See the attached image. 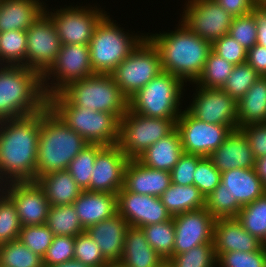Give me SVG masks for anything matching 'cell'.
<instances>
[{"mask_svg":"<svg viewBox=\"0 0 266 267\" xmlns=\"http://www.w3.org/2000/svg\"><path fill=\"white\" fill-rule=\"evenodd\" d=\"M184 82L162 71L128 99V109L152 118L178 119Z\"/></svg>","mask_w":266,"mask_h":267,"instance_id":"obj_7","label":"cell"},{"mask_svg":"<svg viewBox=\"0 0 266 267\" xmlns=\"http://www.w3.org/2000/svg\"><path fill=\"white\" fill-rule=\"evenodd\" d=\"M261 245H262L264 248H266V236H265L264 240L261 242Z\"/></svg>","mask_w":266,"mask_h":267,"instance_id":"obj_61","label":"cell"},{"mask_svg":"<svg viewBox=\"0 0 266 267\" xmlns=\"http://www.w3.org/2000/svg\"><path fill=\"white\" fill-rule=\"evenodd\" d=\"M257 24V42L261 46L266 47V7L254 6L251 12Z\"/></svg>","mask_w":266,"mask_h":267,"instance_id":"obj_55","label":"cell"},{"mask_svg":"<svg viewBox=\"0 0 266 267\" xmlns=\"http://www.w3.org/2000/svg\"><path fill=\"white\" fill-rule=\"evenodd\" d=\"M0 125V179L10 178L9 183L36 181L41 111L2 120Z\"/></svg>","mask_w":266,"mask_h":267,"instance_id":"obj_1","label":"cell"},{"mask_svg":"<svg viewBox=\"0 0 266 267\" xmlns=\"http://www.w3.org/2000/svg\"><path fill=\"white\" fill-rule=\"evenodd\" d=\"M195 100L187 110L197 119L209 124L237 129V101L221 88L199 87Z\"/></svg>","mask_w":266,"mask_h":267,"instance_id":"obj_15","label":"cell"},{"mask_svg":"<svg viewBox=\"0 0 266 267\" xmlns=\"http://www.w3.org/2000/svg\"><path fill=\"white\" fill-rule=\"evenodd\" d=\"M61 93L75 106L108 112L119 120L128 110V99L110 74L95 73L71 82Z\"/></svg>","mask_w":266,"mask_h":267,"instance_id":"obj_6","label":"cell"},{"mask_svg":"<svg viewBox=\"0 0 266 267\" xmlns=\"http://www.w3.org/2000/svg\"><path fill=\"white\" fill-rule=\"evenodd\" d=\"M163 260L147 242L141 228H127L119 263L125 267H157Z\"/></svg>","mask_w":266,"mask_h":267,"instance_id":"obj_29","label":"cell"},{"mask_svg":"<svg viewBox=\"0 0 266 267\" xmlns=\"http://www.w3.org/2000/svg\"><path fill=\"white\" fill-rule=\"evenodd\" d=\"M74 244L75 237L54 236L52 244L42 258L43 267H51L73 260Z\"/></svg>","mask_w":266,"mask_h":267,"instance_id":"obj_48","label":"cell"},{"mask_svg":"<svg viewBox=\"0 0 266 267\" xmlns=\"http://www.w3.org/2000/svg\"><path fill=\"white\" fill-rule=\"evenodd\" d=\"M46 13L45 10L26 30V67L37 71L41 76L54 63L62 45L57 28Z\"/></svg>","mask_w":266,"mask_h":267,"instance_id":"obj_13","label":"cell"},{"mask_svg":"<svg viewBox=\"0 0 266 267\" xmlns=\"http://www.w3.org/2000/svg\"><path fill=\"white\" fill-rule=\"evenodd\" d=\"M194 174V185L205 198L221 183V172L208 157H203L197 163Z\"/></svg>","mask_w":266,"mask_h":267,"instance_id":"obj_49","label":"cell"},{"mask_svg":"<svg viewBox=\"0 0 266 267\" xmlns=\"http://www.w3.org/2000/svg\"><path fill=\"white\" fill-rule=\"evenodd\" d=\"M129 160L117 145L104 146L96 155L86 190L117 194L124 186V171Z\"/></svg>","mask_w":266,"mask_h":267,"instance_id":"obj_19","label":"cell"},{"mask_svg":"<svg viewBox=\"0 0 266 267\" xmlns=\"http://www.w3.org/2000/svg\"><path fill=\"white\" fill-rule=\"evenodd\" d=\"M88 144L47 105L41 110L37 178L47 173L67 170L70 162Z\"/></svg>","mask_w":266,"mask_h":267,"instance_id":"obj_3","label":"cell"},{"mask_svg":"<svg viewBox=\"0 0 266 267\" xmlns=\"http://www.w3.org/2000/svg\"><path fill=\"white\" fill-rule=\"evenodd\" d=\"M73 205L85 230L118 213L117 194L113 193L83 190Z\"/></svg>","mask_w":266,"mask_h":267,"instance_id":"obj_25","label":"cell"},{"mask_svg":"<svg viewBox=\"0 0 266 267\" xmlns=\"http://www.w3.org/2000/svg\"><path fill=\"white\" fill-rule=\"evenodd\" d=\"M233 17L251 13L255 6L253 0H215Z\"/></svg>","mask_w":266,"mask_h":267,"instance_id":"obj_54","label":"cell"},{"mask_svg":"<svg viewBox=\"0 0 266 267\" xmlns=\"http://www.w3.org/2000/svg\"><path fill=\"white\" fill-rule=\"evenodd\" d=\"M254 168L263 185L266 187V156L257 158Z\"/></svg>","mask_w":266,"mask_h":267,"instance_id":"obj_56","label":"cell"},{"mask_svg":"<svg viewBox=\"0 0 266 267\" xmlns=\"http://www.w3.org/2000/svg\"><path fill=\"white\" fill-rule=\"evenodd\" d=\"M237 103V129L266 123V77L260 76Z\"/></svg>","mask_w":266,"mask_h":267,"instance_id":"obj_31","label":"cell"},{"mask_svg":"<svg viewBox=\"0 0 266 267\" xmlns=\"http://www.w3.org/2000/svg\"><path fill=\"white\" fill-rule=\"evenodd\" d=\"M57 11L47 14L57 28L61 44H89L97 24L106 15L97 8L68 7Z\"/></svg>","mask_w":266,"mask_h":267,"instance_id":"obj_16","label":"cell"},{"mask_svg":"<svg viewBox=\"0 0 266 267\" xmlns=\"http://www.w3.org/2000/svg\"><path fill=\"white\" fill-rule=\"evenodd\" d=\"M236 219L246 231L262 242L266 236V193L242 206Z\"/></svg>","mask_w":266,"mask_h":267,"instance_id":"obj_36","label":"cell"},{"mask_svg":"<svg viewBox=\"0 0 266 267\" xmlns=\"http://www.w3.org/2000/svg\"><path fill=\"white\" fill-rule=\"evenodd\" d=\"M213 245L215 253L259 250L261 241L246 231L236 218L216 219Z\"/></svg>","mask_w":266,"mask_h":267,"instance_id":"obj_24","label":"cell"},{"mask_svg":"<svg viewBox=\"0 0 266 267\" xmlns=\"http://www.w3.org/2000/svg\"><path fill=\"white\" fill-rule=\"evenodd\" d=\"M0 267H43L42 257L19 239L0 245Z\"/></svg>","mask_w":266,"mask_h":267,"instance_id":"obj_37","label":"cell"},{"mask_svg":"<svg viewBox=\"0 0 266 267\" xmlns=\"http://www.w3.org/2000/svg\"><path fill=\"white\" fill-rule=\"evenodd\" d=\"M239 129L247 138L254 157L266 156V123L249 124Z\"/></svg>","mask_w":266,"mask_h":267,"instance_id":"obj_52","label":"cell"},{"mask_svg":"<svg viewBox=\"0 0 266 267\" xmlns=\"http://www.w3.org/2000/svg\"><path fill=\"white\" fill-rule=\"evenodd\" d=\"M122 31L107 15L97 24L88 44L94 73L110 74L146 38Z\"/></svg>","mask_w":266,"mask_h":267,"instance_id":"obj_8","label":"cell"},{"mask_svg":"<svg viewBox=\"0 0 266 267\" xmlns=\"http://www.w3.org/2000/svg\"><path fill=\"white\" fill-rule=\"evenodd\" d=\"M74 260L89 267H104L109 263L103 257L98 244L86 231L75 237Z\"/></svg>","mask_w":266,"mask_h":267,"instance_id":"obj_44","label":"cell"},{"mask_svg":"<svg viewBox=\"0 0 266 267\" xmlns=\"http://www.w3.org/2000/svg\"><path fill=\"white\" fill-rule=\"evenodd\" d=\"M104 267H125L119 262L107 263Z\"/></svg>","mask_w":266,"mask_h":267,"instance_id":"obj_60","label":"cell"},{"mask_svg":"<svg viewBox=\"0 0 266 267\" xmlns=\"http://www.w3.org/2000/svg\"><path fill=\"white\" fill-rule=\"evenodd\" d=\"M26 30L0 32V61L11 66L26 67ZM23 61V62H22ZM22 63V64H21Z\"/></svg>","mask_w":266,"mask_h":267,"instance_id":"obj_34","label":"cell"},{"mask_svg":"<svg viewBox=\"0 0 266 267\" xmlns=\"http://www.w3.org/2000/svg\"><path fill=\"white\" fill-rule=\"evenodd\" d=\"M45 224L54 236L76 237L85 231L73 204L51 206Z\"/></svg>","mask_w":266,"mask_h":267,"instance_id":"obj_33","label":"cell"},{"mask_svg":"<svg viewBox=\"0 0 266 267\" xmlns=\"http://www.w3.org/2000/svg\"><path fill=\"white\" fill-rule=\"evenodd\" d=\"M208 158L221 173L237 168H254L256 161L249 142L240 129L232 130Z\"/></svg>","mask_w":266,"mask_h":267,"instance_id":"obj_21","label":"cell"},{"mask_svg":"<svg viewBox=\"0 0 266 267\" xmlns=\"http://www.w3.org/2000/svg\"><path fill=\"white\" fill-rule=\"evenodd\" d=\"M162 71L158 49L146 37L110 75L129 99Z\"/></svg>","mask_w":266,"mask_h":267,"instance_id":"obj_10","label":"cell"},{"mask_svg":"<svg viewBox=\"0 0 266 267\" xmlns=\"http://www.w3.org/2000/svg\"><path fill=\"white\" fill-rule=\"evenodd\" d=\"M202 156L186 154L180 157L177 164L171 170V180L176 185H194V173L197 163L202 159Z\"/></svg>","mask_w":266,"mask_h":267,"instance_id":"obj_51","label":"cell"},{"mask_svg":"<svg viewBox=\"0 0 266 267\" xmlns=\"http://www.w3.org/2000/svg\"><path fill=\"white\" fill-rule=\"evenodd\" d=\"M36 182L43 189L50 206L71 205L83 191L67 170L41 175Z\"/></svg>","mask_w":266,"mask_h":267,"instance_id":"obj_30","label":"cell"},{"mask_svg":"<svg viewBox=\"0 0 266 267\" xmlns=\"http://www.w3.org/2000/svg\"><path fill=\"white\" fill-rule=\"evenodd\" d=\"M173 267H214L217 256L213 244H201L169 259Z\"/></svg>","mask_w":266,"mask_h":267,"instance_id":"obj_42","label":"cell"},{"mask_svg":"<svg viewBox=\"0 0 266 267\" xmlns=\"http://www.w3.org/2000/svg\"><path fill=\"white\" fill-rule=\"evenodd\" d=\"M177 119L152 118L129 109L119 121L117 146L126 157L137 159L144 151L176 129Z\"/></svg>","mask_w":266,"mask_h":267,"instance_id":"obj_9","label":"cell"},{"mask_svg":"<svg viewBox=\"0 0 266 267\" xmlns=\"http://www.w3.org/2000/svg\"><path fill=\"white\" fill-rule=\"evenodd\" d=\"M127 221L118 213L89 226L85 231L98 244L103 257L109 262H119L124 249Z\"/></svg>","mask_w":266,"mask_h":267,"instance_id":"obj_23","label":"cell"},{"mask_svg":"<svg viewBox=\"0 0 266 267\" xmlns=\"http://www.w3.org/2000/svg\"><path fill=\"white\" fill-rule=\"evenodd\" d=\"M181 23L211 43L229 33L233 16L215 0H188Z\"/></svg>","mask_w":266,"mask_h":267,"instance_id":"obj_14","label":"cell"},{"mask_svg":"<svg viewBox=\"0 0 266 267\" xmlns=\"http://www.w3.org/2000/svg\"><path fill=\"white\" fill-rule=\"evenodd\" d=\"M234 66L235 65L227 62L223 57H220L211 50L204 64L202 73L195 83H198V87L203 88H222Z\"/></svg>","mask_w":266,"mask_h":267,"instance_id":"obj_38","label":"cell"},{"mask_svg":"<svg viewBox=\"0 0 266 267\" xmlns=\"http://www.w3.org/2000/svg\"><path fill=\"white\" fill-rule=\"evenodd\" d=\"M51 267H89L87 265L82 264L81 262H78L77 260H70L68 262H65L63 264L54 265Z\"/></svg>","mask_w":266,"mask_h":267,"instance_id":"obj_57","label":"cell"},{"mask_svg":"<svg viewBox=\"0 0 266 267\" xmlns=\"http://www.w3.org/2000/svg\"><path fill=\"white\" fill-rule=\"evenodd\" d=\"M184 153L208 157L232 132L226 125L209 124L182 111L176 122Z\"/></svg>","mask_w":266,"mask_h":267,"instance_id":"obj_12","label":"cell"},{"mask_svg":"<svg viewBox=\"0 0 266 267\" xmlns=\"http://www.w3.org/2000/svg\"><path fill=\"white\" fill-rule=\"evenodd\" d=\"M150 246L164 259L173 256L175 227L173 217L161 223L141 227Z\"/></svg>","mask_w":266,"mask_h":267,"instance_id":"obj_35","label":"cell"},{"mask_svg":"<svg viewBox=\"0 0 266 267\" xmlns=\"http://www.w3.org/2000/svg\"><path fill=\"white\" fill-rule=\"evenodd\" d=\"M6 194L15 204L21 226L43 225L50 203L36 181L11 182ZM10 188V189H9Z\"/></svg>","mask_w":266,"mask_h":267,"instance_id":"obj_20","label":"cell"},{"mask_svg":"<svg viewBox=\"0 0 266 267\" xmlns=\"http://www.w3.org/2000/svg\"><path fill=\"white\" fill-rule=\"evenodd\" d=\"M54 234L46 225L22 226L19 240L33 253L43 258L48 247L52 244Z\"/></svg>","mask_w":266,"mask_h":267,"instance_id":"obj_45","label":"cell"},{"mask_svg":"<svg viewBox=\"0 0 266 267\" xmlns=\"http://www.w3.org/2000/svg\"><path fill=\"white\" fill-rule=\"evenodd\" d=\"M175 242L173 256L201 244H213L215 219L204 207L173 217Z\"/></svg>","mask_w":266,"mask_h":267,"instance_id":"obj_17","label":"cell"},{"mask_svg":"<svg viewBox=\"0 0 266 267\" xmlns=\"http://www.w3.org/2000/svg\"><path fill=\"white\" fill-rule=\"evenodd\" d=\"M3 194L0 195V245L17 240L22 227L14 202Z\"/></svg>","mask_w":266,"mask_h":267,"instance_id":"obj_43","label":"cell"},{"mask_svg":"<svg viewBox=\"0 0 266 267\" xmlns=\"http://www.w3.org/2000/svg\"><path fill=\"white\" fill-rule=\"evenodd\" d=\"M103 147L104 145L101 144H88L70 162L67 168V171L82 190H86L90 186L95 158Z\"/></svg>","mask_w":266,"mask_h":267,"instance_id":"obj_39","label":"cell"},{"mask_svg":"<svg viewBox=\"0 0 266 267\" xmlns=\"http://www.w3.org/2000/svg\"><path fill=\"white\" fill-rule=\"evenodd\" d=\"M39 0H0V32L27 30L45 11Z\"/></svg>","mask_w":266,"mask_h":267,"instance_id":"obj_27","label":"cell"},{"mask_svg":"<svg viewBox=\"0 0 266 267\" xmlns=\"http://www.w3.org/2000/svg\"><path fill=\"white\" fill-rule=\"evenodd\" d=\"M168 213L174 217L205 207V196L195 185L171 184L160 196Z\"/></svg>","mask_w":266,"mask_h":267,"instance_id":"obj_32","label":"cell"},{"mask_svg":"<svg viewBox=\"0 0 266 267\" xmlns=\"http://www.w3.org/2000/svg\"><path fill=\"white\" fill-rule=\"evenodd\" d=\"M205 208L216 219L236 218L239 214L241 206L235 198H232L226 186L220 183L205 198Z\"/></svg>","mask_w":266,"mask_h":267,"instance_id":"obj_40","label":"cell"},{"mask_svg":"<svg viewBox=\"0 0 266 267\" xmlns=\"http://www.w3.org/2000/svg\"><path fill=\"white\" fill-rule=\"evenodd\" d=\"M221 183L226 186L232 198L242 207L266 193L255 168H237L221 173Z\"/></svg>","mask_w":266,"mask_h":267,"instance_id":"obj_26","label":"cell"},{"mask_svg":"<svg viewBox=\"0 0 266 267\" xmlns=\"http://www.w3.org/2000/svg\"><path fill=\"white\" fill-rule=\"evenodd\" d=\"M212 51L233 65L247 61V50L229 34L212 42Z\"/></svg>","mask_w":266,"mask_h":267,"instance_id":"obj_50","label":"cell"},{"mask_svg":"<svg viewBox=\"0 0 266 267\" xmlns=\"http://www.w3.org/2000/svg\"><path fill=\"white\" fill-rule=\"evenodd\" d=\"M48 106L89 144H117L120 120L114 114L75 106L61 92L48 97Z\"/></svg>","mask_w":266,"mask_h":267,"instance_id":"obj_5","label":"cell"},{"mask_svg":"<svg viewBox=\"0 0 266 267\" xmlns=\"http://www.w3.org/2000/svg\"><path fill=\"white\" fill-rule=\"evenodd\" d=\"M217 263L221 267H266L265 248L251 252L216 253Z\"/></svg>","mask_w":266,"mask_h":267,"instance_id":"obj_46","label":"cell"},{"mask_svg":"<svg viewBox=\"0 0 266 267\" xmlns=\"http://www.w3.org/2000/svg\"><path fill=\"white\" fill-rule=\"evenodd\" d=\"M157 267H173L169 260H163Z\"/></svg>","mask_w":266,"mask_h":267,"instance_id":"obj_58","label":"cell"},{"mask_svg":"<svg viewBox=\"0 0 266 267\" xmlns=\"http://www.w3.org/2000/svg\"><path fill=\"white\" fill-rule=\"evenodd\" d=\"M228 34L247 51L251 49L257 42V24L253 14L233 17Z\"/></svg>","mask_w":266,"mask_h":267,"instance_id":"obj_47","label":"cell"},{"mask_svg":"<svg viewBox=\"0 0 266 267\" xmlns=\"http://www.w3.org/2000/svg\"><path fill=\"white\" fill-rule=\"evenodd\" d=\"M259 77L247 62L235 65L221 89L238 102Z\"/></svg>","mask_w":266,"mask_h":267,"instance_id":"obj_41","label":"cell"},{"mask_svg":"<svg viewBox=\"0 0 266 267\" xmlns=\"http://www.w3.org/2000/svg\"><path fill=\"white\" fill-rule=\"evenodd\" d=\"M183 153L181 137L175 129L171 134L148 147L137 160L151 169L171 172Z\"/></svg>","mask_w":266,"mask_h":267,"instance_id":"obj_28","label":"cell"},{"mask_svg":"<svg viewBox=\"0 0 266 267\" xmlns=\"http://www.w3.org/2000/svg\"><path fill=\"white\" fill-rule=\"evenodd\" d=\"M171 184V172L151 169L137 159L126 165L123 186L126 191L160 197Z\"/></svg>","mask_w":266,"mask_h":267,"instance_id":"obj_22","label":"cell"},{"mask_svg":"<svg viewBox=\"0 0 266 267\" xmlns=\"http://www.w3.org/2000/svg\"><path fill=\"white\" fill-rule=\"evenodd\" d=\"M5 66L0 69V121L43 110L48 98L42 87V76L22 65Z\"/></svg>","mask_w":266,"mask_h":267,"instance_id":"obj_4","label":"cell"},{"mask_svg":"<svg viewBox=\"0 0 266 267\" xmlns=\"http://www.w3.org/2000/svg\"><path fill=\"white\" fill-rule=\"evenodd\" d=\"M256 6L266 7V0H253Z\"/></svg>","mask_w":266,"mask_h":267,"instance_id":"obj_59","label":"cell"},{"mask_svg":"<svg viewBox=\"0 0 266 267\" xmlns=\"http://www.w3.org/2000/svg\"><path fill=\"white\" fill-rule=\"evenodd\" d=\"M50 74L56 75L57 78V82L54 83L55 86L52 84L51 87L45 82L47 78L50 79ZM93 74L95 73L91 65L88 44H62L54 63L42 75V87L48 98L55 93L61 92L71 82L84 79Z\"/></svg>","mask_w":266,"mask_h":267,"instance_id":"obj_11","label":"cell"},{"mask_svg":"<svg viewBox=\"0 0 266 267\" xmlns=\"http://www.w3.org/2000/svg\"><path fill=\"white\" fill-rule=\"evenodd\" d=\"M259 76L266 77V47L255 44L247 51V61Z\"/></svg>","mask_w":266,"mask_h":267,"instance_id":"obj_53","label":"cell"},{"mask_svg":"<svg viewBox=\"0 0 266 267\" xmlns=\"http://www.w3.org/2000/svg\"><path fill=\"white\" fill-rule=\"evenodd\" d=\"M117 208L130 227L141 228L172 218L160 197L132 193L124 188L117 193Z\"/></svg>","mask_w":266,"mask_h":267,"instance_id":"obj_18","label":"cell"},{"mask_svg":"<svg viewBox=\"0 0 266 267\" xmlns=\"http://www.w3.org/2000/svg\"><path fill=\"white\" fill-rule=\"evenodd\" d=\"M171 33L146 36L158 49L162 70L195 82L212 50V43L189 31L183 24Z\"/></svg>","mask_w":266,"mask_h":267,"instance_id":"obj_2","label":"cell"}]
</instances>
